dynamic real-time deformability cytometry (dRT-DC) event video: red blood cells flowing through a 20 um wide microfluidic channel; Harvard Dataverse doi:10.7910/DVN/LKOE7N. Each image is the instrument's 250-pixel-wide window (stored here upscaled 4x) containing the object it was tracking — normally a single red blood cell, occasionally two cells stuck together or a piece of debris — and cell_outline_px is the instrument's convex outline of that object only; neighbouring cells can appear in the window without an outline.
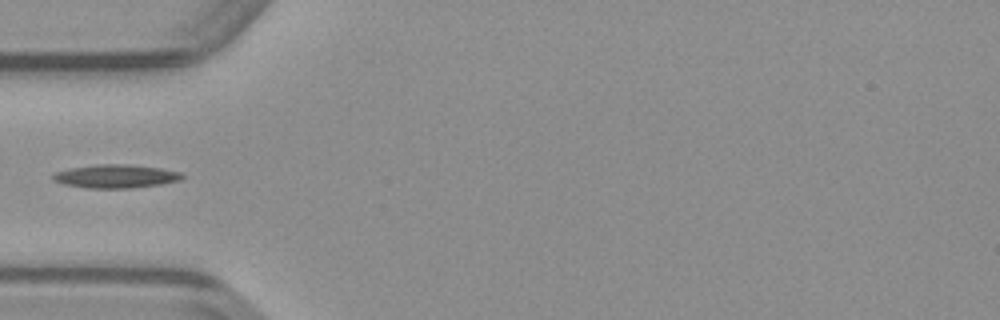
{"species": "common noctule bat (a hibernating species)", "species_latin": "Nyctalus noctula", "temperature_condition": "warm", "stored_images_in_passage": 34, "camera_frame_rate_fps": 3000, "um_per_image_px": 0.085, "animal": {"sex": "male", "body_mass_g": 23.1, "forearm_length_mm": 52.7}, "frame": {"image": 1, "passage_image": 1, "time_ms": 0.0, "image_size_px": [1000, 320], "cell_outline_px": [[184, 176], [180, 180], [160, 184], [132, 188], [88, 188], [64, 184], [52, 180], [52, 176], [56, 172], [68, 168], [96, 164], [128, 164], [160, 168], [180, 172]], "centroid_in_image_um": [9.81, 14.98], "position_along_channel_um": 75.2, "area_um2": 17.63}}
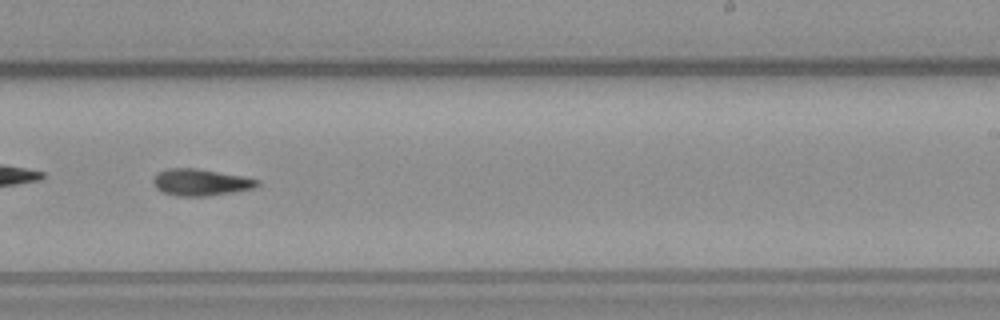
{"frame": {"image": 2, "passage_image": 15, "time_ms": 4.667, "image_size_px": [1000, 320], "cell_outline_px": [[260, 184], [252, 188], [232, 192], [208, 196], [176, 196], [164, 192], [152, 180], [156, 172], [172, 168], [196, 168], [244, 176], [260, 180]], "centroid_in_image_um": [17.08, 15.48], "position_along_channel_um": 271.9, "area_um2": 16.01}}
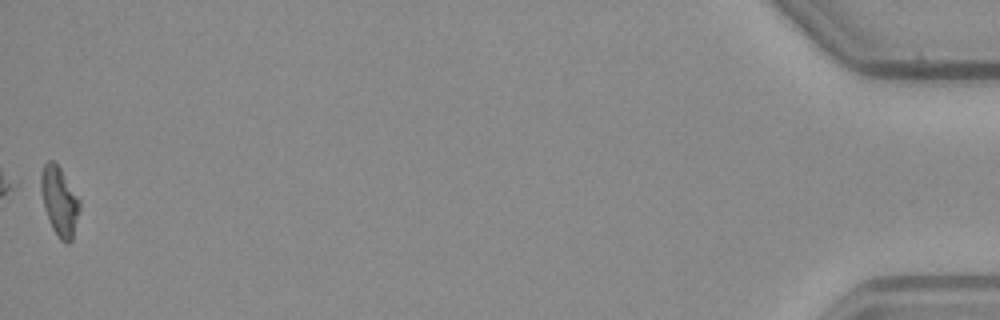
{"frame": {"image": 3, "passage_image": 34, "time_ms": 11.0, "image_size_px": [1000, 320], "cell_outline_px": [[80, 208], [72, 240], [68, 244], [64, 244], [60, 240], [52, 228], [32, 184], [32, 180], [44, 164], [48, 160], [52, 160], [60, 168], [80, 200]], "centroid_in_image_um": [4.89, 17.02], "position_along_channel_um": 430.3, "area_um2": 16.99}}